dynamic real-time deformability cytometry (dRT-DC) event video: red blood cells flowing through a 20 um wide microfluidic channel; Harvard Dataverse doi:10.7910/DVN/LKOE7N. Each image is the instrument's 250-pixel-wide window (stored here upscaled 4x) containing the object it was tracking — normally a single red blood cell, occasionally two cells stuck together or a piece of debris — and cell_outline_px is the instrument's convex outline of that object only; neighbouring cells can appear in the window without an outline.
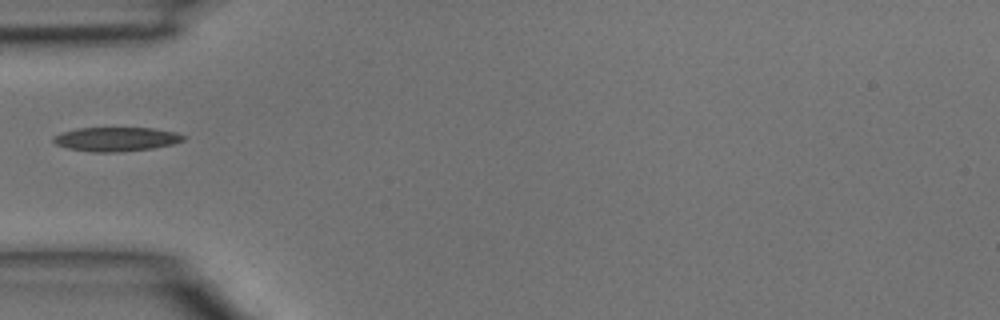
{"species": "common noctule bat (a hibernating species)", "species_latin": "Nyctalus noctula", "temperature_condition": "room temperature", "stored_images_in_passage": 1, "camera_frame_rate_fps": 3000, "um_per_image_px": 0.085, "animal": {"sex": "male", "body_mass_g": 15.6}, "frame": {"image": 1, "passage_image": 1, "time_ms": 0.0, "image_size_px": [1000, 320], "cell_outline_px": [[188, 136], [184, 140], [172, 144], [152, 148], [116, 152], [92, 152], [68, 148], [56, 144], [52, 140], [52, 136], [60, 132], [76, 128], [152, 128], [176, 132]], "centroid_in_image_um": [9.85, 11.82], "position_along_channel_um": 75.1, "area_um2": 18.32}}